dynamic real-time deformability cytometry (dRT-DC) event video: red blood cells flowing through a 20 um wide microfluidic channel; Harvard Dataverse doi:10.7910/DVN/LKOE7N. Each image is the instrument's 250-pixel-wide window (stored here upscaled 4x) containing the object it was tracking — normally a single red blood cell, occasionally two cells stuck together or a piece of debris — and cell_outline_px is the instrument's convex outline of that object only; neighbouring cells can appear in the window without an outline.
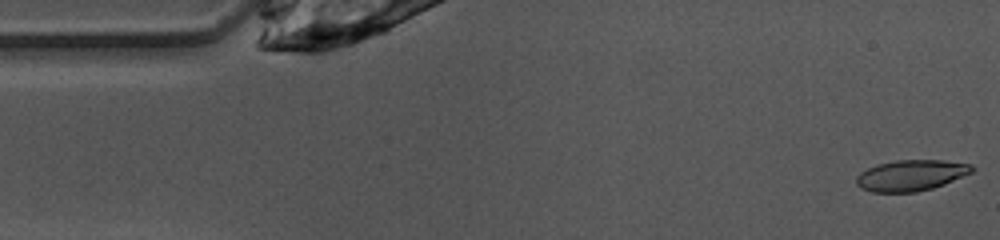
{"species": "common noctule bat (a hibernating species)", "species_latin": "Nyctalus noctula", "temperature_condition": "warm", "stored_images_in_passage": 48, "camera_frame_rate_fps": 3000, "um_per_image_px": 0.085, "animal": {"sex": "female", "body_mass_g": 10.0, "forearm_length_mm": 53.1}, "frame": {"image": 1, "passage_image": 1, "time_ms": 0.0, "image_size_px": [1000, 240], "cell_outline_px": [[976, 168], [972, 172], [944, 184], [932, 188], [916, 192], [872, 192], [860, 188], [856, 184], [856, 176], [860, 172], [876, 164], [896, 160], [944, 160], [972, 164]], "centroid_in_image_um": [77.43, 14.9], "position_along_channel_um": 7.6, "area_um2": 20.98}}
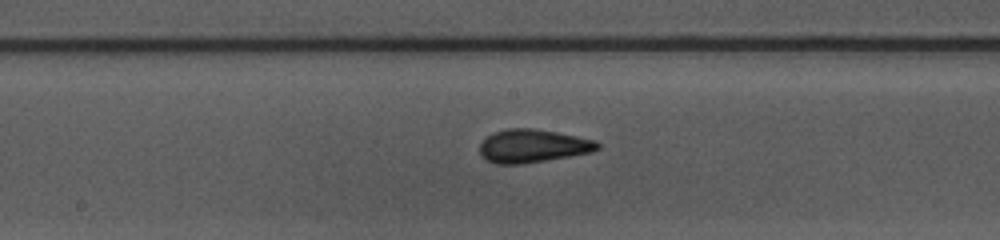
{"frame": {"image": 2, "passage_image": 23, "time_ms": 7.333, "image_size_px": [1000, 240], "cell_outline_px": [[600, 148], [592, 152], [524, 164], [496, 164], [488, 160], [480, 152], [480, 144], [488, 136], [496, 132], [508, 128], [532, 128], [556, 132], [596, 140], [600, 144]], "centroid_in_image_um": [45.32, 12.41], "position_along_channel_um": 202.9, "area_um2": 22.6}}
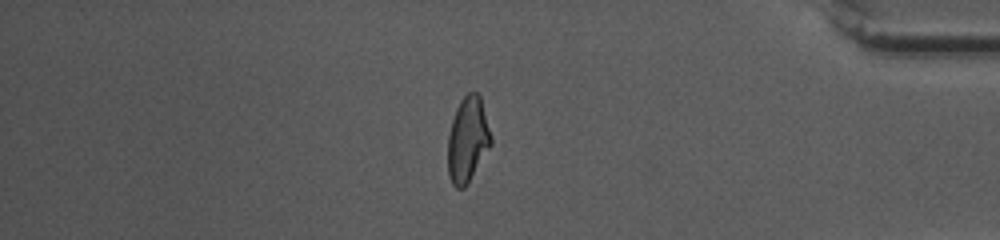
{"frame": {"image": 3, "passage_image": 40, "time_ms": 13.0, "image_size_px": [1000, 240], "cell_outline_px": [[492, 144], [468, 184], [464, 188], [456, 188], [452, 184], [448, 176], [448, 136], [452, 120], [456, 108], [460, 100], [468, 92], [476, 92], [480, 96], [492, 136]], "centroid_in_image_um": [39.75, 11.89], "position_along_channel_um": 395.4, "area_um2": 21.62}, "authors_computed_cell_mechanics": {"area_um2": 21.6172, "velocity_mm_per_s": 4.0405, "shape_relaxation_time_tau1_ms": 4.7276, "shape_relaxation_time_tau2_ms": 1.9328, "deformation_change_tau1": 0.1769, "deformation_change_tau2": 0.0942}}